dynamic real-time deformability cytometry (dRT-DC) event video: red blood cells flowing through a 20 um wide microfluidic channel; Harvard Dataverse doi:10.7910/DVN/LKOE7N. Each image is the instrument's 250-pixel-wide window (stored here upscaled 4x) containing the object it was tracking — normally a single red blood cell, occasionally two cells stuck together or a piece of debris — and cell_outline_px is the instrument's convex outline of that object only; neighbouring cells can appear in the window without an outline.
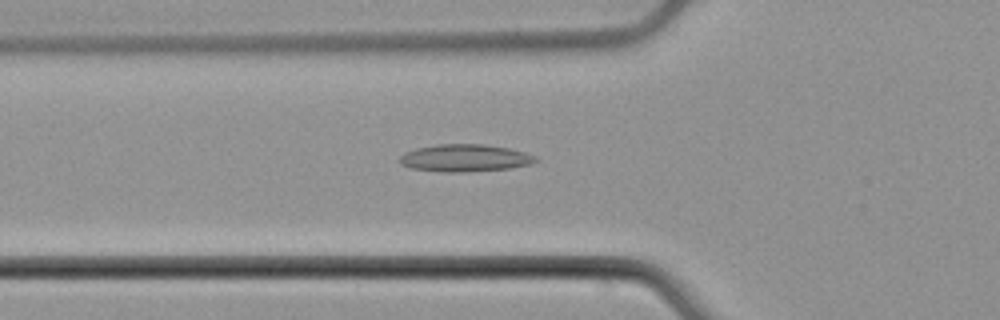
{"species": "common noctule bat (a hibernating species)", "species_latin": "Nyctalus noctula", "temperature_condition": "cold", "stored_images_in_passage": 53, "camera_frame_rate_fps": 3000, "um_per_image_px": 0.085, "animal": {"sex": "male", "body_mass_g": 21.5, "forearm_length_mm": 52.0}, "frame": {"image": 1, "passage_image": 18, "time_ms": 5.667, "image_size_px": [1000, 320], "cell_outline_px": [[540, 160], [528, 164], [512, 168], [464, 172], [440, 172], [412, 168], [400, 164], [400, 156], [404, 152], [416, 148], [436, 144], [484, 144], [508, 148], [524, 152], [536, 156]], "centroid_in_image_um": [39.51, 13.43], "position_along_channel_um": 86.3, "area_um2": 21.73}}
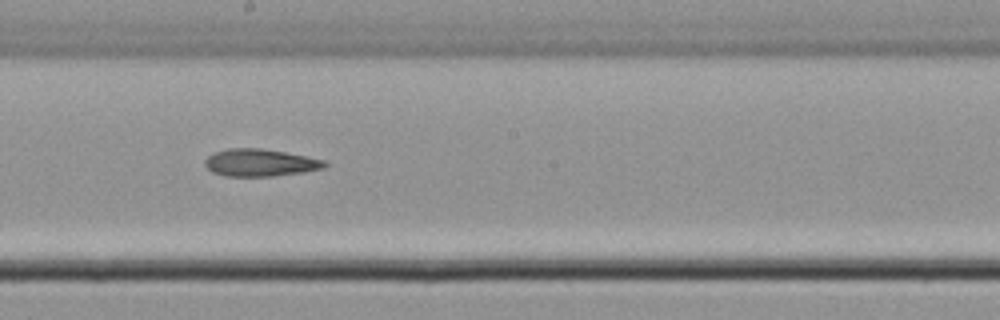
{"frame": {"image": 2, "passage_image": 29, "time_ms": 9.333, "image_size_px": [1000, 320], "cell_outline_px": [[328, 164], [324, 168], [304, 172], [272, 176], [224, 176], [212, 172], [204, 164], [204, 160], [212, 152], [228, 148], [260, 148], [284, 152], [324, 160]], "centroid_in_image_um": [22.07, 13.83], "position_along_channel_um": 226.1, "area_um2": 19.07}}
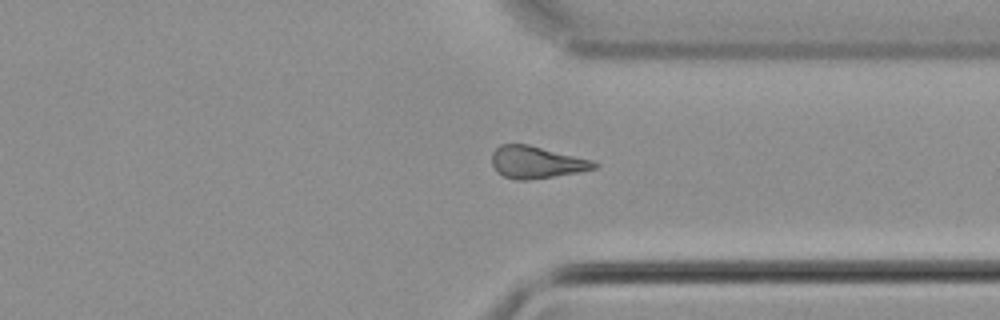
{"frame": {"image": 3, "passage_image": 40, "time_ms": 13.0, "image_size_px": [1000, 320], "cell_outline_px": [[600, 164], [596, 168], [576, 172], [528, 180], [516, 180], [504, 176], [496, 172], [492, 164], [492, 152], [500, 144], [528, 144], [592, 160]], "centroid_in_image_um": [45.56, 13.78], "position_along_channel_um": 365.8, "area_um2": 19.02}, "authors_computed_cell_mechanics": {"area_um2": 19.363, "velocity_mm_per_s": 3.8091, "shape_relaxation_time_tau1_ms": 6.3668, "shape_relaxation_time_tau2_ms": null, "deformation_change_tau1": 0.1178, "deformation_change_tau2": null}}